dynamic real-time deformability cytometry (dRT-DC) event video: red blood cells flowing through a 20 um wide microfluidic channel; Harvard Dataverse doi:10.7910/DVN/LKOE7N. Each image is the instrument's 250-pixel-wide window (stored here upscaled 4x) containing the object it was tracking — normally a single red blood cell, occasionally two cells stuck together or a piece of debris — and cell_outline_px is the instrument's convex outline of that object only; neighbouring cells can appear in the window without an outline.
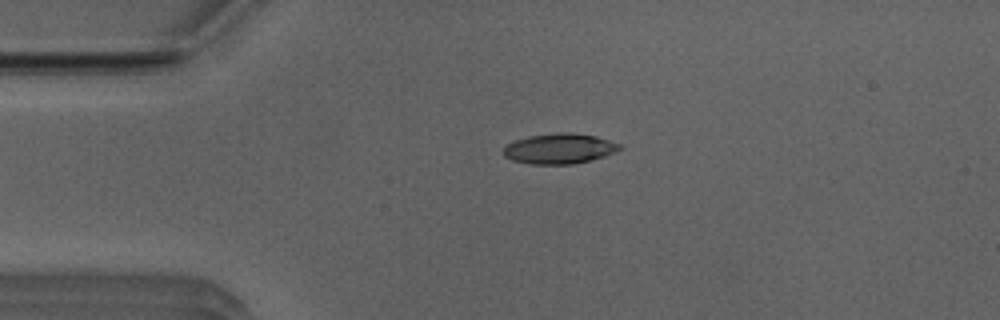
{"species": "Egyptian fruit bat (a non-hibernating species)", "species_latin": "Rousettus aegyptiacus", "temperature_condition": "room temperature", "stored_images_in_passage": 41, "camera_frame_rate_fps": 3000, "um_per_image_px": 0.085, "animal": {"sex": "male"}, "frame": {"image": 1, "passage_image": 1, "time_ms": 0.0, "image_size_px": [1000, 320], "cell_outline_px": [[624, 148], [604, 156], [572, 164], [528, 164], [512, 160], [504, 156], [504, 148], [508, 144], [516, 140], [528, 136], [560, 132], [572, 132], [596, 136], [620, 144]], "centroid_in_image_um": [47.55, 12.63], "position_along_channel_um": 37.4, "area_um2": 20.4}}
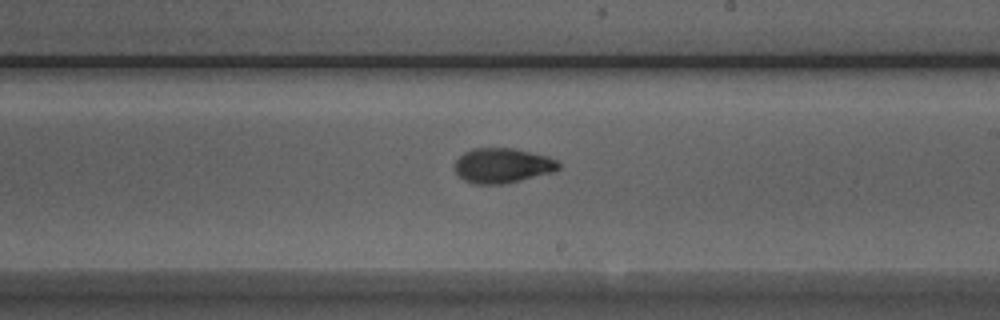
{"frame": {"image": 2, "passage_image": 19, "time_ms": 6.0, "image_size_px": [1000, 320], "cell_outline_px": [[560, 168], [552, 172], [500, 184], [476, 184], [464, 180], [456, 172], [456, 160], [464, 152], [472, 148], [512, 148], [548, 156], [556, 160], [560, 164]], "centroid_in_image_um": [42.7, 14.05], "position_along_channel_um": 246.3, "area_um2": 20.75}}
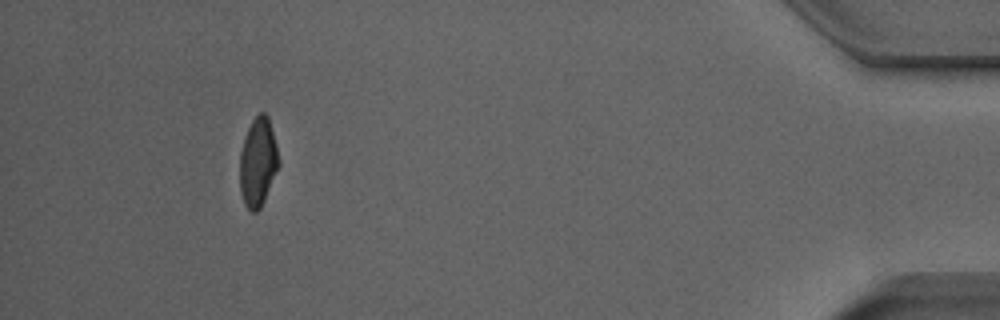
{"frame": {"image": 3, "passage_image": 37, "time_ms": 12.0, "image_size_px": [1000, 320], "cell_outline_px": [[280, 164], [264, 200], [260, 208], [256, 212], [252, 212], [244, 204], [240, 192], [240, 152], [244, 136], [252, 120], [260, 112], [264, 112], [268, 116], [276, 144], [280, 160]], "centroid_in_image_um": [21.92, 13.78], "position_along_channel_um": 413.3, "area_um2": 20.17}, "authors_computed_cell_mechanics": {"area_um2": 20.519, "velocity_mm_per_s": 3.9672, "shape_relaxation_time_tau1_ms": 4.2405, "shape_relaxation_time_tau2_ms": 2.2141, "deformation_change_tau1": 0.1695, "deformation_change_tau2": 0.0743}}